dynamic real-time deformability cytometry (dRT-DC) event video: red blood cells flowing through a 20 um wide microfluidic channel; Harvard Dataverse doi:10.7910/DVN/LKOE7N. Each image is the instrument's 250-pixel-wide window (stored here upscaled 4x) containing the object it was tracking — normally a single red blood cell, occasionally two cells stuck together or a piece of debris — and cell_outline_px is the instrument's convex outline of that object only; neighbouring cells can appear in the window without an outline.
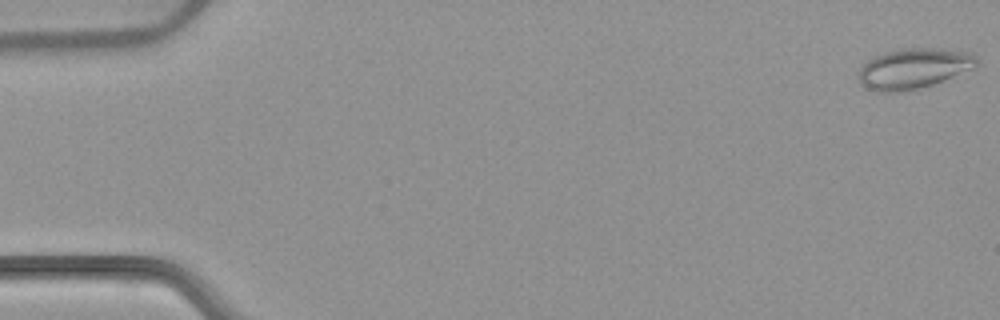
{"species": "common noctule bat (a hibernating species)", "species_latin": "Nyctalus noctula", "temperature_condition": "warm", "stored_images_in_passage": 53, "camera_frame_rate_fps": 3000, "um_per_image_px": 0.085, "animal": {"sex": "female", "body_mass_g": 22.7, "forearm_length_mm": 54.2}, "frame": {"image": 1, "passage_image": 1, "time_ms": 0.0, "image_size_px": [1000, 320], "cell_outline_px": [[980, 64], [972, 68], [944, 80], [924, 88], [904, 92], [876, 92], [860, 84], [860, 68], [868, 60], [876, 56], [888, 52], [904, 48], [936, 48], [968, 52], [976, 56], [980, 60]], "centroid_in_image_um": [77.69, 5.84], "position_along_channel_um": 7.3, "area_um2": 27.74}}
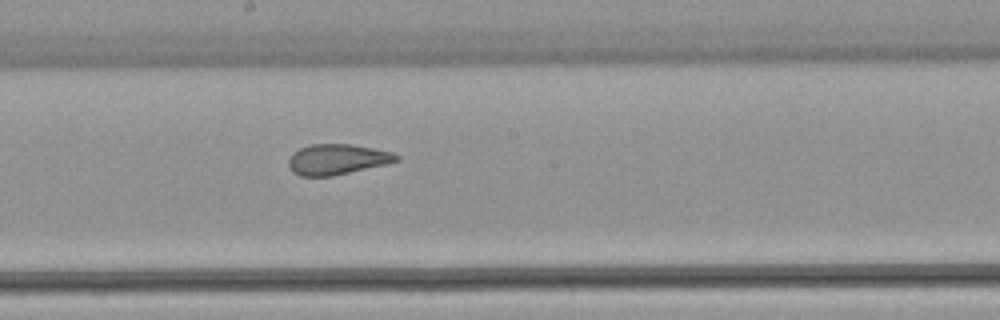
{"frame": {"image": 2, "passage_image": 29, "time_ms": 9.333, "image_size_px": [1000, 320], "cell_outline_px": [[400, 160], [388, 164], [332, 176], [300, 176], [292, 172], [288, 168], [288, 160], [292, 152], [308, 144], [352, 144], [392, 152], [400, 156]], "centroid_in_image_um": [28.64, 13.54], "position_along_channel_um": 219.6, "area_um2": 19.42}}
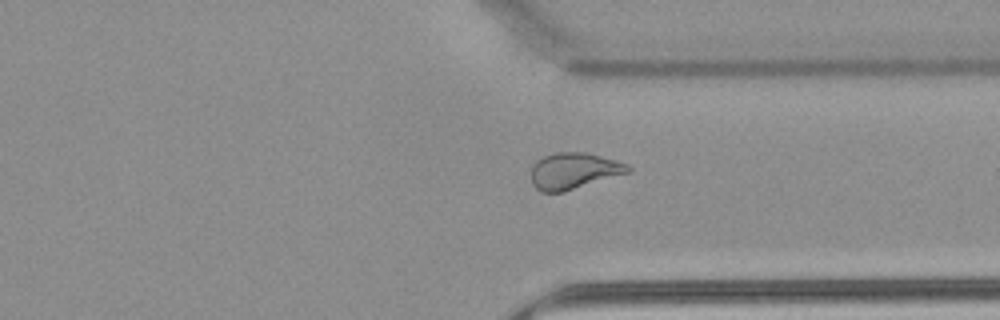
{"frame": {"image": 3, "passage_image": 40, "time_ms": 13.0, "image_size_px": [1000, 320], "cell_outline_px": [[632, 172], [564, 192], [540, 192], [532, 184], [532, 164], [536, 160], [544, 156], [556, 152], [584, 152], [616, 160], [628, 164], [632, 168]], "centroid_in_image_um": [48.79, 14.53], "position_along_channel_um": 362.6, "area_um2": 20.75}, "authors_computed_cell_mechanics": {"area_um2": 22.6576, "velocity_mm_per_s": 3.9047, "shape_relaxation_time_tau1_ms": null, "shape_relaxation_time_tau2_ms": 1.0141, "deformation_change_tau1": null, "deformation_change_tau2": 0.0859}}